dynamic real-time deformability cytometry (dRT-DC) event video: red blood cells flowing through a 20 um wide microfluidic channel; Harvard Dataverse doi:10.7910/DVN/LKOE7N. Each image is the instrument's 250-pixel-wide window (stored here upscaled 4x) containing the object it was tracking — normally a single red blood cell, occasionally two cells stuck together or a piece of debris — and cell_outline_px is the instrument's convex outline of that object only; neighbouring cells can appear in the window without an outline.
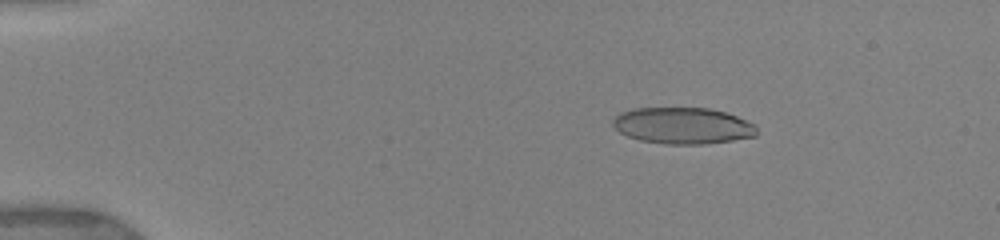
{"species": "human", "species_latin": "Homo sapiens", "temperature_condition": "warm", "stored_images_in_passage": 37, "camera_frame_rate_fps": 3000, "um_per_image_px": 0.085, "donor": {"sex": "female"}, "frame": {"image": 1, "passage_image": 20, "time_ms": 2.667, "image_size_px": [1000, 240], "cell_outline_px": [[756, 136], [732, 140], [704, 144], [668, 144], [640, 140], [628, 136], [620, 132], [612, 124], [612, 120], [620, 112], [632, 108], [708, 108], [724, 112], [736, 116], [756, 124]], "centroid_in_image_um": [58.03, 10.68], "position_along_channel_um": 27.0, "area_um2": 30.46}}
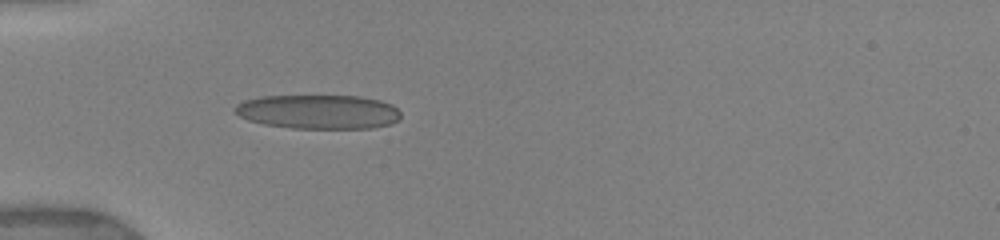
{"frame": {"image": 2, "passage_image": 36, "time_ms": 5.333, "image_size_px": [1000, 240], "cell_outline_px": [[400, 120], [392, 124], [372, 128], [292, 128], [264, 124], [248, 120], [240, 116], [232, 108], [236, 104], [244, 100], [260, 96], [360, 96], [380, 100], [392, 104], [400, 112]], "centroid_in_image_um": [27.08, 9.5], "position_along_channel_um": 57.9, "area_um2": 33.23}}